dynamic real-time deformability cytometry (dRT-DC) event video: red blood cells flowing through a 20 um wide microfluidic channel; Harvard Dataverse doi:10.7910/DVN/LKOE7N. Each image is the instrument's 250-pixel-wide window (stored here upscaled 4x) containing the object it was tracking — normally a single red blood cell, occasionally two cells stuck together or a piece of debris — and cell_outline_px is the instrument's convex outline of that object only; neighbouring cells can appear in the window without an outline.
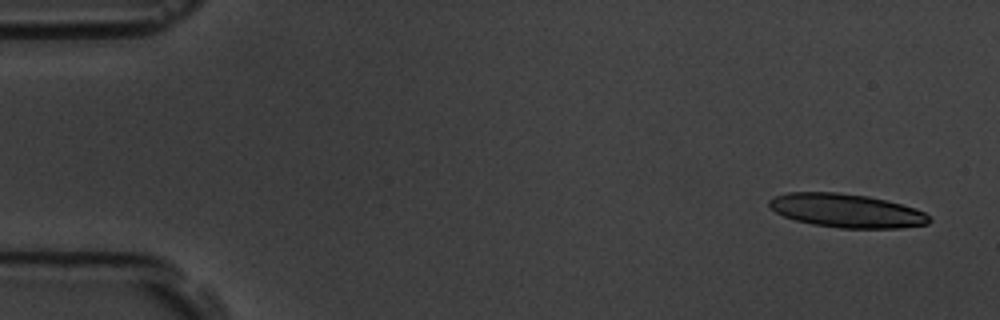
{"species": "common noctule bat (a hibernating species)", "species_latin": "Nyctalus noctula", "temperature_condition": "room temperature", "stored_images_in_passage": 6, "camera_frame_rate_fps": 3000, "um_per_image_px": 0.085, "animal": {"sex": "male", "body_mass_g": 19.5, "forearm_length_mm": 54.6}, "frame": {"image": 1, "passage_image": 1, "time_ms": 0.0, "image_size_px": [1000, 320], "cell_outline_px": [[932, 220], [928, 224], [900, 228], [840, 228], [812, 224], [796, 220], [784, 216], [776, 212], [768, 204], [768, 200], [772, 196], [788, 192], [836, 192], [868, 196], [916, 208], [924, 212]], "centroid_in_image_um": [71.94, 17.9], "position_along_channel_um": 13.1, "area_um2": 31.39}}